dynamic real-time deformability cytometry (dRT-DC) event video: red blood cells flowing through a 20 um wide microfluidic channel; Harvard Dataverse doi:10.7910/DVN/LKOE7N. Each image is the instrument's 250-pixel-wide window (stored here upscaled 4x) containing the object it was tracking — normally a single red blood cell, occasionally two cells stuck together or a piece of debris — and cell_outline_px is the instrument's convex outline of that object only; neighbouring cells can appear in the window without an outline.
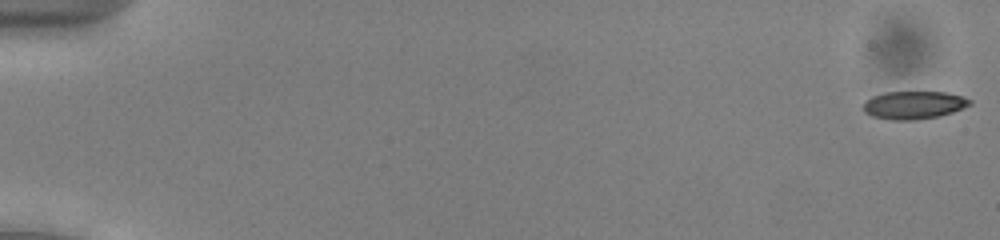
{"species": "common noctule bat (a hibernating species)", "species_latin": "Nyctalus noctula", "temperature_condition": "cold", "stored_images_in_passage": 53, "camera_frame_rate_fps": 3000, "um_per_image_px": 0.085, "animal": {"sex": "male", "body_mass_g": 13.0, "forearm_length_mm": 53.1}, "frame": {"image": 1, "passage_image": 1, "time_ms": 0.0, "image_size_px": [1000, 240], "cell_outline_px": [[972, 104], [952, 112], [940, 116], [916, 120], [892, 120], [872, 116], [864, 112], [864, 104], [872, 96], [884, 92], [944, 92], [960, 96], [972, 100]], "centroid_in_image_um": [77.67, 8.93], "position_along_channel_um": 7.3, "area_um2": 17.22}}
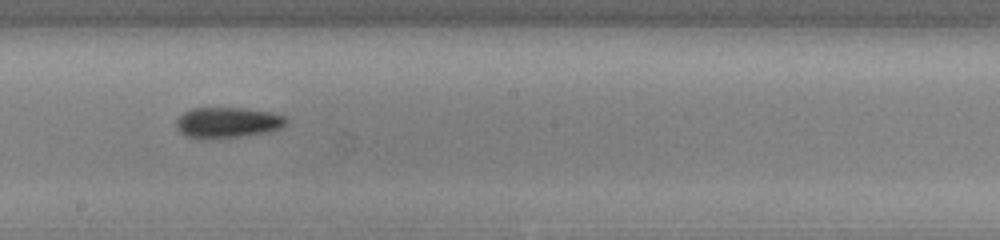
{"frame": {"image": 2, "passage_image": 31, "time_ms": 10.0, "image_size_px": [1000, 240], "cell_outline_px": [[288, 120], [280, 128], [272, 132], [212, 140], [200, 140], [184, 136], [176, 128], [176, 120], [184, 112], [192, 108], [244, 108], [272, 112], [288, 116]], "centroid_in_image_um": [19.34, 10.44], "position_along_channel_um": 228.9, "area_um2": 20.29}}
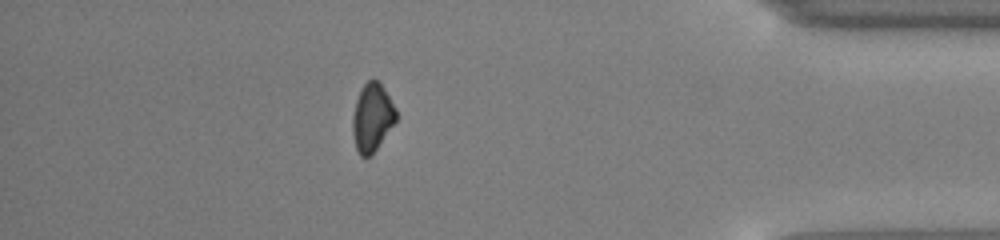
{"frame": {"image": 3, "passage_image": 47, "time_ms": 15.333, "image_size_px": [1000, 240], "cell_outline_px": [[396, 120], [376, 148], [368, 156], [360, 156], [356, 148], [352, 132], [352, 116], [356, 100], [360, 88], [368, 80], [376, 80], [380, 84], [396, 108]], "centroid_in_image_um": [31.6, 9.97], "position_along_channel_um": 403.6, "area_um2": 16.82}, "authors_computed_cell_mechanics": {"area_um2": 18.496, "velocity_mm_per_s": 3.9548, "shape_relaxation_time_tau1_ms": 3.1321, "shape_relaxation_time_tau2_ms": 11.2494, "deformation_change_tau1": 0.0967, "deformation_change_tau2": 0.1953}}